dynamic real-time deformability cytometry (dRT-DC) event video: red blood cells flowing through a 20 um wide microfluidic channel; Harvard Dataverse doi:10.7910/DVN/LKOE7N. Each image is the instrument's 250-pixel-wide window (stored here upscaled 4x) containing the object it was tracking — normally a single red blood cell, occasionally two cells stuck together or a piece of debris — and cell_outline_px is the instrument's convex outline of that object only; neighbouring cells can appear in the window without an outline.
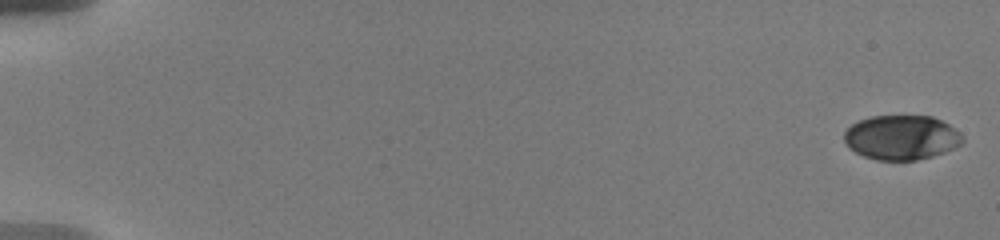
{"species": "human", "species_latin": "Homo sapiens", "temperature_condition": "warm", "stored_images_in_passage": 14, "camera_frame_rate_fps": 3000, "um_per_image_px": 0.085, "donor": {"sex": "male"}, "frame": {"image": 1, "passage_image": 1, "time_ms": 0.0, "image_size_px": [1000, 240], "cell_outline_px": [[964, 140], [960, 144], [944, 152], [932, 156], [916, 160], [876, 160], [864, 156], [848, 148], [844, 140], [844, 132], [852, 124], [860, 120], [872, 116], [932, 116], [948, 124], [960, 132], [964, 136]], "centroid_in_image_um": [76.62, 11.68], "position_along_channel_um": 8.4, "area_um2": 30.69}}
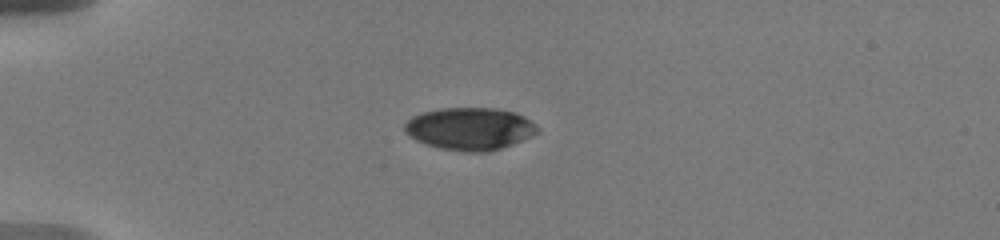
{"frame": {"image": 2, "passage_image": 10, "time_ms": 5.0, "image_size_px": [1000, 240], "cell_outline_px": [[540, 132], [532, 136], [500, 148], [488, 152], [464, 152], [440, 148], [416, 140], [404, 132], [404, 124], [412, 116], [424, 112], [440, 108], [496, 108], [516, 112], [524, 116], [536, 124], [540, 128]], "centroid_in_image_um": [39.96, 10.93], "position_along_channel_um": 45.0, "area_um2": 32.95}}
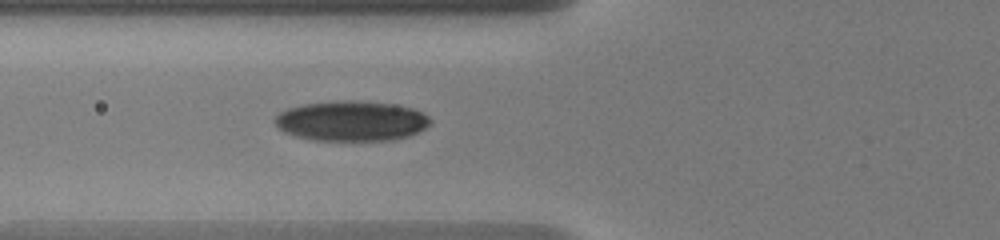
{"frame": {"image": 3, "passage_image": 14, "time_ms": 7.333, "image_size_px": [1000, 240], "cell_outline_px": [[432, 124], [408, 136], [392, 140], [312, 140], [296, 136], [284, 132], [276, 128], [272, 120], [280, 112], [288, 108], [304, 104], [344, 100], [352, 100], [392, 104], [412, 108], [428, 116], [432, 120]], "centroid_in_image_um": [29.83, 10.28], "position_along_channel_um": 96.0, "area_um2": 36.36}}